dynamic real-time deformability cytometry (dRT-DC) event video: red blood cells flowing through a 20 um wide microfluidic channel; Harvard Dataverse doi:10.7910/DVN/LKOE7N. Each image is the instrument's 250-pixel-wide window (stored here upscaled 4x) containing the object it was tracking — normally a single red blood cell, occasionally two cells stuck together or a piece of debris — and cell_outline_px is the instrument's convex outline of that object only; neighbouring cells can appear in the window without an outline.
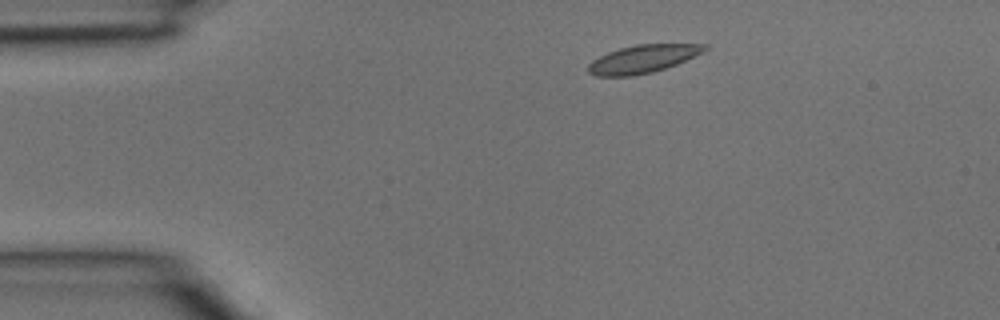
{"species": "common noctule bat (a hibernating species)", "species_latin": "Nyctalus noctula", "temperature_condition": "room temperature", "stored_images_in_passage": 2, "camera_frame_rate_fps": 3000, "um_per_image_px": 0.085, "animal": {"sex": "male", "body_mass_g": 15.6}, "frame": {"image": 1, "passage_image": 1, "time_ms": 0.0, "image_size_px": [1000, 320], "cell_outline_px": [[708, 48], [704, 52], [676, 64], [652, 72], [632, 76], [596, 76], [588, 72], [588, 64], [592, 60], [608, 52], [620, 48], [636, 44], [708, 44]], "centroid_in_image_um": [54.64, 5.0], "position_along_channel_um": 30.4, "area_um2": 18.9}}